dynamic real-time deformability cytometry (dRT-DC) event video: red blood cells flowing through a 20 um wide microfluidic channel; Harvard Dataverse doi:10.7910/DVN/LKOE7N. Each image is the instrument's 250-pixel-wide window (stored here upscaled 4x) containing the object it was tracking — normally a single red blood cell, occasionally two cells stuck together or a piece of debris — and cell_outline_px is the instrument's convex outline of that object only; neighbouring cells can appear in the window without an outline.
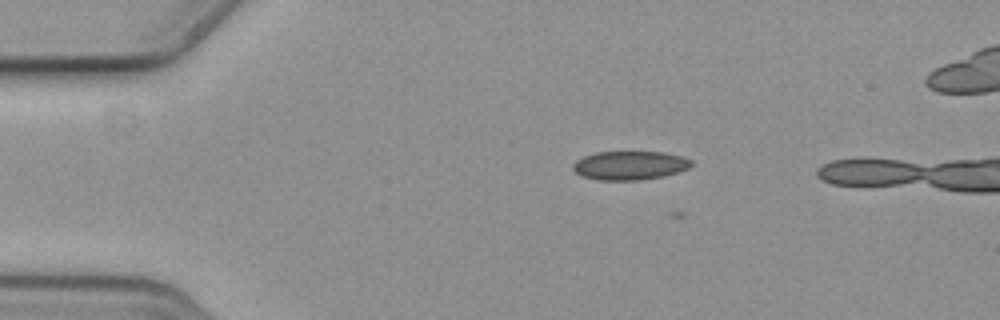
{"species": "common noctule bat (a hibernating species)", "species_latin": "Nyctalus noctula", "temperature_condition": "cold", "stored_images_in_passage": 2, "camera_frame_rate_fps": 3000, "um_per_image_px": 0.085, "animal": {"sex": "female", "body_mass_g": 19.3, "forearm_length_mm": 54.1}, "frame": {"image": 1, "passage_image": 1, "time_ms": 0.0, "image_size_px": [1000, 320], "cell_outline_px": [[692, 164], [688, 168], [680, 172], [664, 176], [640, 180], [596, 180], [580, 176], [572, 168], [572, 164], [576, 160], [584, 156], [596, 152], [664, 152], [684, 156], [692, 160]], "centroid_in_image_um": [53.54, 14.06], "position_along_channel_um": 31.5, "area_um2": 20.11}}